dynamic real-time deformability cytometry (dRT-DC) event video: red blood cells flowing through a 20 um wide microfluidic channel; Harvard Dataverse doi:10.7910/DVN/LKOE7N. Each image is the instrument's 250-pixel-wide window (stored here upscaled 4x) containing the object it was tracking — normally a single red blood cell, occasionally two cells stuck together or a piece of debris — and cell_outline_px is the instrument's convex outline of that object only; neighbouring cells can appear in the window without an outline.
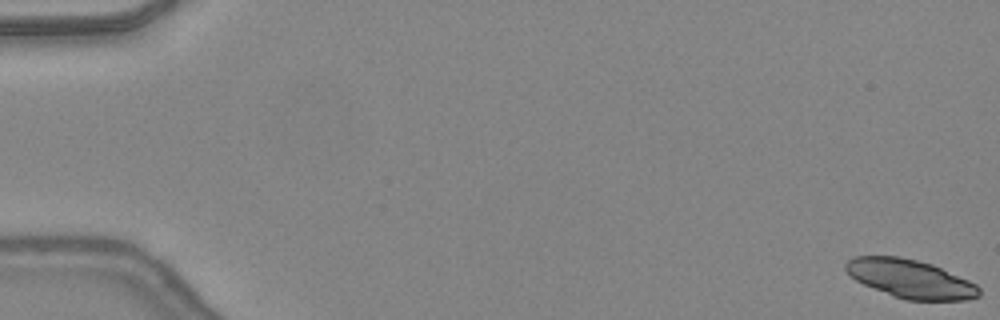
{"species": "common noctule bat (a hibernating species)", "species_latin": "Nyctalus noctula", "temperature_condition": "warm", "stored_images_in_passage": 36, "segment_of_instrument_passage": [1, 2], "camera_frame_rate_fps": 3000, "um_per_image_px": 0.085, "animal": {"sex": "female", "body_mass_g": 24.6, "forearm_length_mm": 56.2}, "frame": {"image": 1, "passage_image": 1, "time_ms": 0.0, "image_size_px": [1000, 320], "cell_outline_px": [[980, 296], [968, 300], [904, 300], [892, 296], [864, 284], [856, 280], [844, 268], [844, 264], [848, 260], [856, 256], [900, 256], [932, 264], [968, 280], [976, 284], [980, 288]], "centroid_in_image_um": [77.39, 23.7], "position_along_channel_um": 7.6, "area_um2": 29.82}}